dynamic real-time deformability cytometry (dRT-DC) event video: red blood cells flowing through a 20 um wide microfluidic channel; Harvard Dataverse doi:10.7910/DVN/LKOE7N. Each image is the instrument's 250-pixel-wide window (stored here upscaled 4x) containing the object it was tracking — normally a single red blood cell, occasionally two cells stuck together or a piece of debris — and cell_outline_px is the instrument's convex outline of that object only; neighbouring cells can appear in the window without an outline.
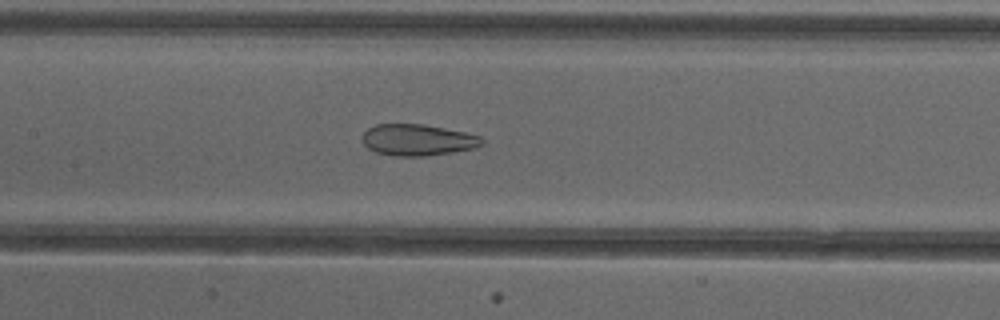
{"species": "common noctule bat (a hibernating species)", "species_latin": "Nyctalus noctula", "temperature_condition": "cold", "stored_images_in_passage": 51, "camera_frame_rate_fps": 3000, "um_per_image_px": 0.085, "animal": {"sex": "female"}, "frame": {"image": 1, "passage_image": 24, "time_ms": 7.667, "image_size_px": [1000, 320], "cell_outline_px": [[484, 144], [472, 148], [452, 152], [424, 156], [392, 156], [376, 152], [368, 148], [364, 144], [364, 132], [368, 128], [376, 124], [424, 124], [464, 132], [480, 136], [484, 140]], "centroid_in_image_um": [35.5, 11.89], "position_along_channel_um": 171.9, "area_um2": 21.73}}
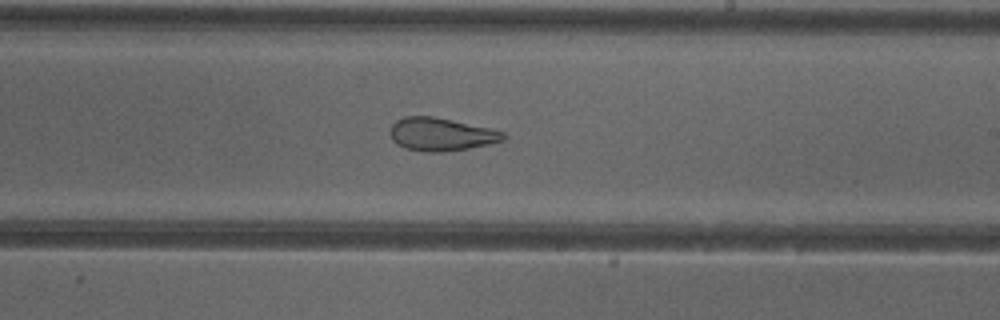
{"frame": {"image": 2, "passage_image": 30, "time_ms": 9.667, "image_size_px": [1000, 320], "cell_outline_px": [[508, 136], [504, 140], [488, 144], [468, 148], [440, 152], [424, 152], [408, 148], [396, 144], [392, 140], [392, 124], [396, 120], [404, 116], [432, 116], [492, 128], [504, 132]], "centroid_in_image_um": [37.53, 11.41], "position_along_channel_um": 251.5, "area_um2": 21.68}}
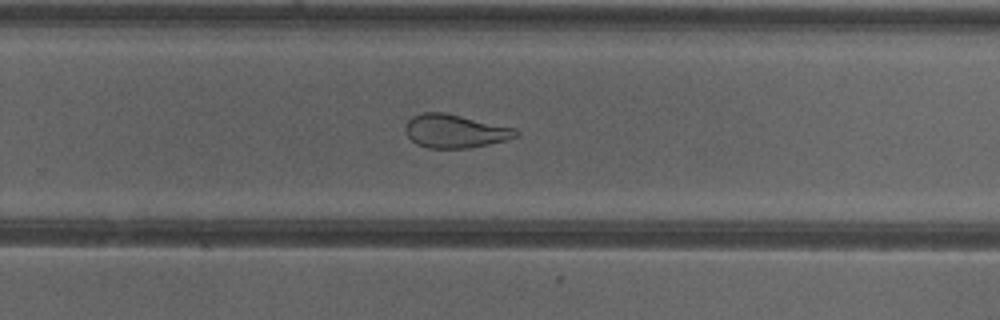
{"frame": {"image": 3, "passage_image": 33, "time_ms": 10.667, "image_size_px": [1000, 320], "cell_outline_px": [[520, 132], [516, 136], [504, 140], [488, 144], [468, 148], [428, 148], [416, 144], [404, 132], [404, 128], [408, 120], [412, 116], [424, 112], [444, 112], [516, 128]], "centroid_in_image_um": [38.64, 11.14], "position_along_channel_um": 291.2, "area_um2": 21.5}, "authors_computed_cell_mechanics": {"area_um2": 27.2238, "velocity_mm_per_s": 3.9987, "shape_relaxation_time_tau1_ms": null, "shape_relaxation_time_tau2_ms": 1.2378, "deformation_change_tau1": null, "deformation_change_tau2": 0.0916}}